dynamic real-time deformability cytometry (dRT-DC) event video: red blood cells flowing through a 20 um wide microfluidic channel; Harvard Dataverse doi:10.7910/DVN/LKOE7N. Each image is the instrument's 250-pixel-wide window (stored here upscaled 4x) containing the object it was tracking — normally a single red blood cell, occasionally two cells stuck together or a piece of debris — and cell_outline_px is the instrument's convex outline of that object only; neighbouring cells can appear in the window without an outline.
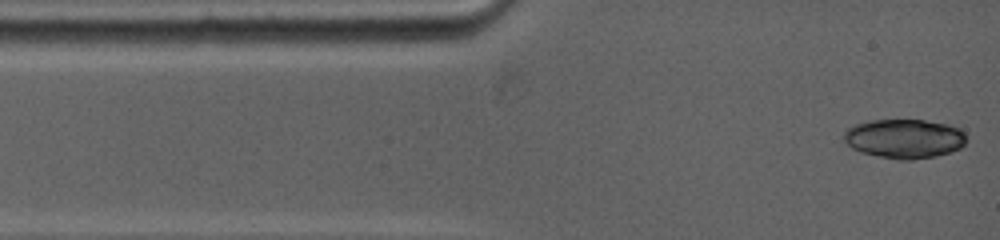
{"species": "common noctule bat (a hibernating species)", "species_latin": "Nyctalus noctula", "temperature_condition": "warm", "stored_images_in_passage": 3, "camera_frame_rate_fps": 5000, "um_per_image_px": 0.085, "animal": {"sex": "female", "body_mass_g": 19.0, "forearm_length_mm": 53.3}, "frame": {"image": 1, "passage_image": 1, "time_ms": 0.0, "image_size_px": [1000, 240], "cell_outline_px": [[968, 136], [964, 144], [960, 148], [952, 152], [936, 156], [912, 160], [896, 160], [860, 152], [852, 148], [844, 140], [844, 132], [848, 128], [856, 124], [872, 120], [924, 120], [948, 124], [960, 128]], "centroid_in_image_um": [76.91, 11.79], "position_along_channel_um": 8.1, "area_um2": 28.26}}
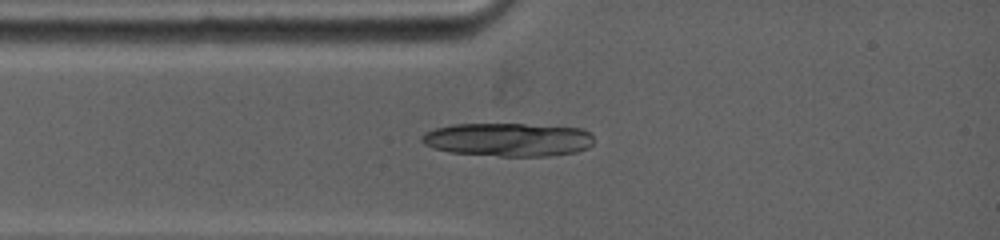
{"frame": {"image": 2, "passage_image": 3, "time_ms": 2.0, "image_size_px": [1000, 240], "cell_outline_px": [[592, 144], [588, 148], [576, 152], [548, 156], [500, 156], [448, 152], [432, 148], [424, 144], [420, 140], [420, 136], [424, 132], [436, 128], [452, 124], [524, 124], [580, 128], [588, 132], [592, 136]], "centroid_in_image_um": [43.14, 11.87], "position_along_channel_um": 41.9, "area_um2": 33.64}}